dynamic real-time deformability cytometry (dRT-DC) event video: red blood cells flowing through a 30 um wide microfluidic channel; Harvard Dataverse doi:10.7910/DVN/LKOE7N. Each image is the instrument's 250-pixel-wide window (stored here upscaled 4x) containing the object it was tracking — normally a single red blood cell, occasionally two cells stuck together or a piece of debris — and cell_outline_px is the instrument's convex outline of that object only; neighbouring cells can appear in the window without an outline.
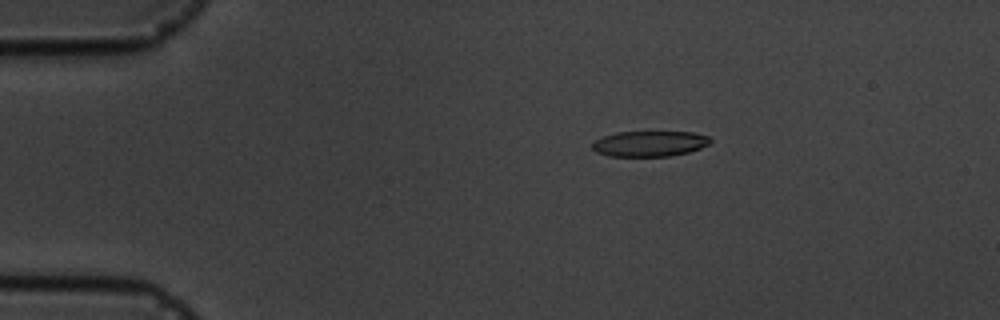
{"species": "common noctule bat (a hibernating species)", "species_latin": "Nyctalus noctula", "temperature_condition": "cold", "stored_images_in_passage": 5, "camera_frame_rate_fps": 3000, "um_per_image_px": 0.085, "animal": {"sex": "male", "body_mass_g": 19.5, "forearm_length_mm": 54.6}, "frame": {"image": 1, "passage_image": 2, "time_ms": 1.333, "image_size_px": [1000, 320], "cell_outline_px": [[712, 140], [708, 144], [700, 148], [688, 152], [668, 156], [608, 156], [596, 152], [592, 148], [592, 144], [596, 140], [604, 136], [616, 132], [692, 132], [708, 136]], "centroid_in_image_um": [55.2, 12.21], "position_along_channel_um": 29.8, "area_um2": 17.46}}
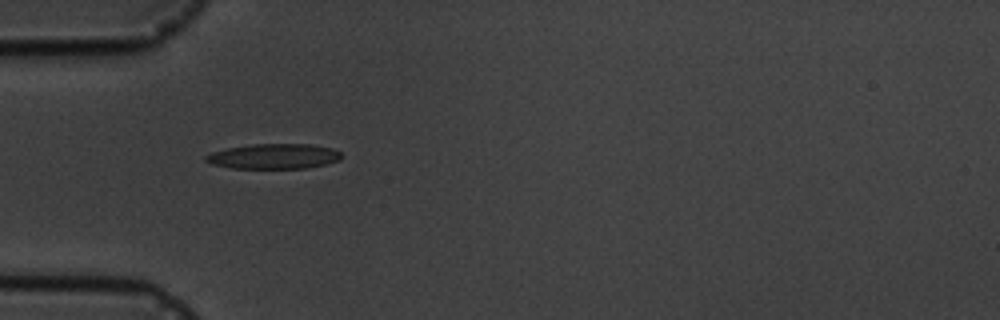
{"frame": {"image": 2, "passage_image": 4, "time_ms": 3.667, "image_size_px": [1000, 320], "cell_outline_px": [[340, 160], [324, 164], [304, 168], [232, 168], [212, 164], [204, 160], [204, 156], [212, 152], [228, 148], [252, 144], [312, 144], [332, 148], [340, 152]], "centroid_in_image_um": [23.25, 13.28], "position_along_channel_um": 61.7, "area_um2": 19.71}}
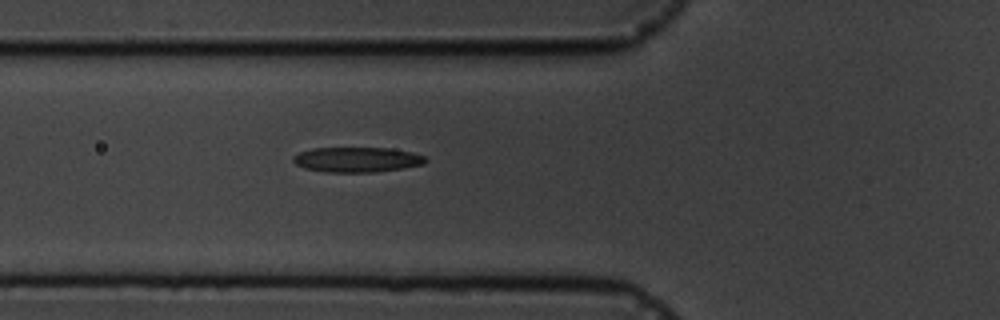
{"frame": {"image": 3, "passage_image": 5, "time_ms": 4.667, "image_size_px": [1000, 320], "cell_outline_px": [[428, 160], [424, 164], [376, 172], [328, 172], [304, 168], [296, 164], [292, 160], [292, 156], [300, 152], [312, 148], [392, 148], [412, 152], [424, 156]], "centroid_in_image_um": [30.34, 13.56], "position_along_channel_um": 95.5, "area_um2": 19.31}}